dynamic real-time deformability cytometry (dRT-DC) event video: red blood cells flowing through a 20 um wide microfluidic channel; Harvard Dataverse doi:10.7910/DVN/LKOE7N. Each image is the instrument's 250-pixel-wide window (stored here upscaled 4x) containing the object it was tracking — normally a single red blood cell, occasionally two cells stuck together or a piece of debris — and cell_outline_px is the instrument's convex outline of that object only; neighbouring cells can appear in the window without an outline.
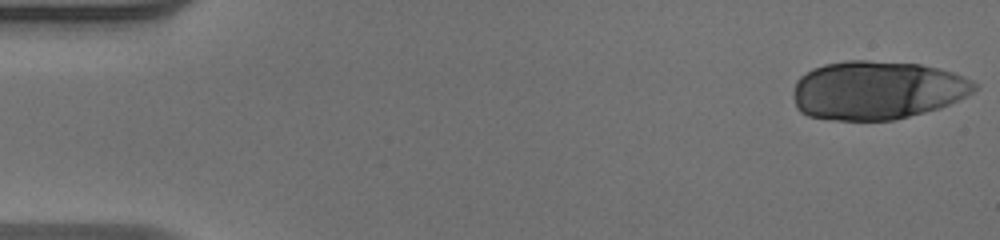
{"species": "human", "species_latin": "Homo sapiens", "temperature_condition": "warm", "stored_images_in_passage": 50, "camera_frame_rate_fps": 3000, "um_per_image_px": 0.085, "donor": {"sex": "male"}, "frame": {"image": 1, "passage_image": 1, "time_ms": 0.0, "image_size_px": [1000, 240], "cell_outline_px": [[976, 88], [972, 92], [940, 108], [892, 120], [832, 120], [808, 116], [800, 112], [796, 108], [796, 80], [800, 76], [812, 68], [824, 64], [848, 60], [868, 60], [920, 64], [940, 68], [964, 76], [972, 80], [976, 84]], "centroid_in_image_um": [74.54, 7.66], "position_along_channel_um": 10.5, "area_um2": 61.67}}